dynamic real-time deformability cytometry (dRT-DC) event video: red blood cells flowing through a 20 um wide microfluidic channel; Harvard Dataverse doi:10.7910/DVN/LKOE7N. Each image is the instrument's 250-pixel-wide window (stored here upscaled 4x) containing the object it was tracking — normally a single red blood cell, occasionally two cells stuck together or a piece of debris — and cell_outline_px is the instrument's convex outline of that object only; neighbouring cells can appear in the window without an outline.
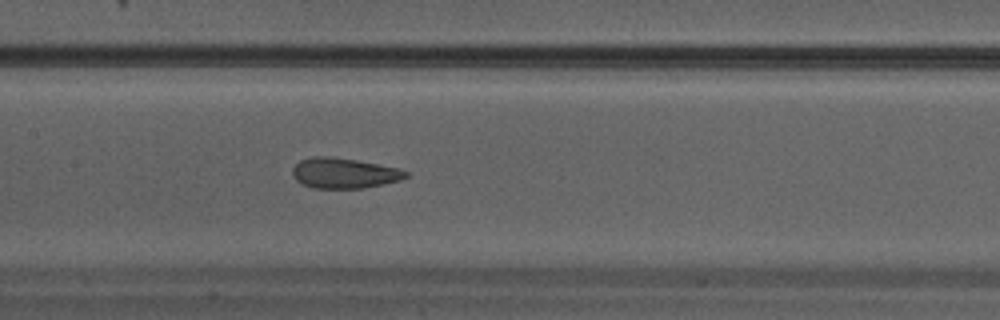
{"species": "Egyptian fruit bat (a non-hibernating species)", "species_latin": "Rousettus aegyptiacus", "temperature_condition": "warm", "stored_images_in_passage": 25, "camera_frame_rate_fps": 3000, "um_per_image_px": 0.085, "animal": {"sex": "male"}, "frame": {"image": 1, "passage_image": 8, "time_ms": 2.333, "image_size_px": [1000, 320], "cell_outline_px": [[408, 176], [400, 180], [360, 188], [312, 188], [296, 180], [292, 176], [292, 168], [300, 160], [316, 156], [328, 156], [356, 160], [400, 168], [408, 172]], "centroid_in_image_um": [29.23, 14.71], "position_along_channel_um": 178.2, "area_um2": 19.88}}
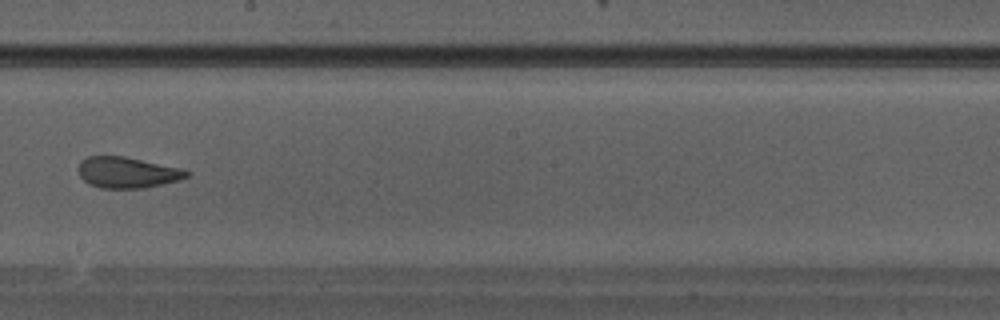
{"frame": {"image": 2, "passage_image": 11, "time_ms": 3.333, "image_size_px": [1000, 320], "cell_outline_px": [[192, 172], [188, 176], [180, 180], [144, 188], [100, 188], [88, 184], [80, 176], [80, 160], [88, 156], [124, 156], [180, 168]], "centroid_in_image_um": [10.83, 14.66], "position_along_channel_um": 237.4, "area_um2": 19.48}}